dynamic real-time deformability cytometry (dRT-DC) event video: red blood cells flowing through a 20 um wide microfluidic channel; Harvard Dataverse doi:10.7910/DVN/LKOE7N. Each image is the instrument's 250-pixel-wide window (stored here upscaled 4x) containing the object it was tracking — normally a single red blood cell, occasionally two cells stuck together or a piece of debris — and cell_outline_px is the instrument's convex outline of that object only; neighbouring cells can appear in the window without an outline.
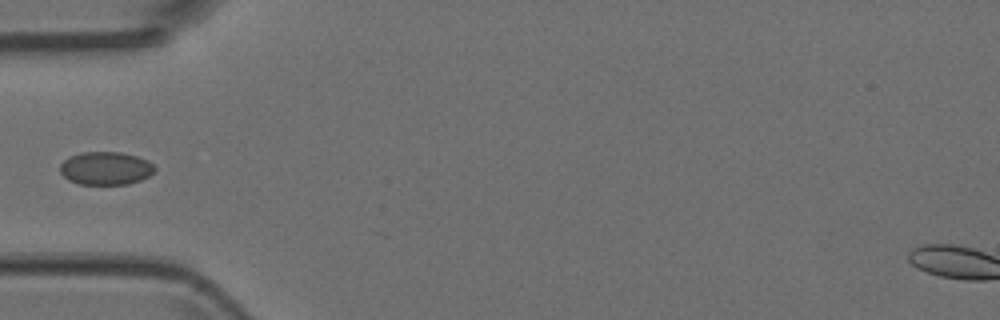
{"species": "Egyptian fruit bat (a non-hibernating species)", "species_latin": "Rousettus aegyptiacus", "temperature_condition": "room temperature", "stored_images_in_passage": 5, "camera_frame_rate_fps": 3000, "um_per_image_px": 0.085, "animal": {"sex": "female"}, "frame": {"image": 1, "passage_image": 5, "time_ms": 1.333, "image_size_px": [1000, 320], "cell_outline_px": [[156, 168], [148, 176], [140, 180], [128, 184], [80, 184], [68, 180], [60, 172], [60, 164], [68, 156], [80, 152], [120, 152], [136, 156], [148, 160]], "centroid_in_image_um": [8.95, 14.29], "position_along_channel_um": 76.0, "area_um2": 18.26}}